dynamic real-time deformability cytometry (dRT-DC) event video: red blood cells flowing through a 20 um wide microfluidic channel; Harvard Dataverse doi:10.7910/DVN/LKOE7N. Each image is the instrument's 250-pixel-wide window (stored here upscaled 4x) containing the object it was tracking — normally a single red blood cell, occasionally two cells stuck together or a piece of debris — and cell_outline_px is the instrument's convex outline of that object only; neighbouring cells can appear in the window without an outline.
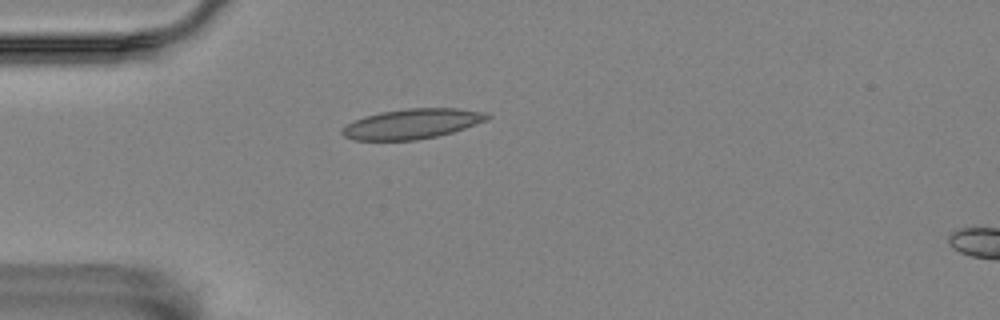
{"species": "Egyptian fruit bat (a non-hibernating species)", "species_latin": "Rousettus aegyptiacus", "temperature_condition": "room temperature", "stored_images_in_passage": 42, "camera_frame_rate_fps": 3000, "um_per_image_px": 0.085, "animal": {"sex": "female"}, "frame": {"image": 1, "passage_image": 1, "time_ms": 0.0, "image_size_px": [1000, 320], "cell_outline_px": [[492, 116], [488, 120], [452, 132], [436, 136], [416, 140], [356, 140], [344, 136], [340, 132], [340, 128], [364, 116], [380, 112], [408, 108], [456, 108], [488, 112]], "centroid_in_image_um": [35.05, 10.51], "position_along_channel_um": 49.9, "area_um2": 25.37}}
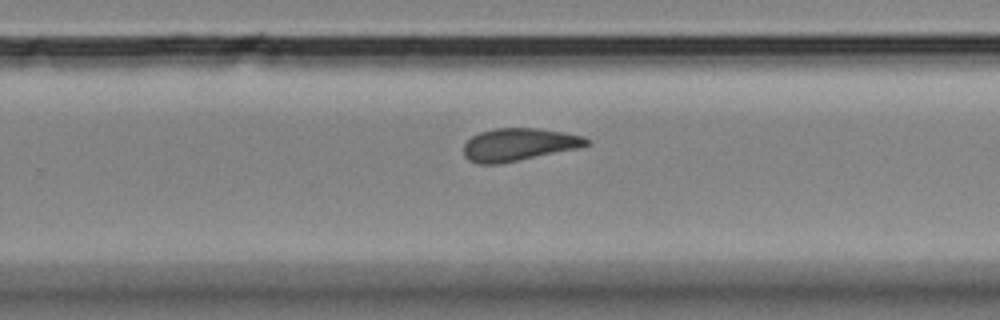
{"frame": {"image": 2, "passage_image": 22, "time_ms": 7.0, "image_size_px": [1000, 320], "cell_outline_px": [[592, 140], [588, 144], [576, 148], [500, 164], [476, 164], [468, 160], [464, 156], [464, 144], [472, 136], [480, 132], [496, 128], [540, 128], [564, 132], [584, 136]], "centroid_in_image_um": [44.07, 12.28], "position_along_channel_um": 285.7, "area_um2": 23.35}}
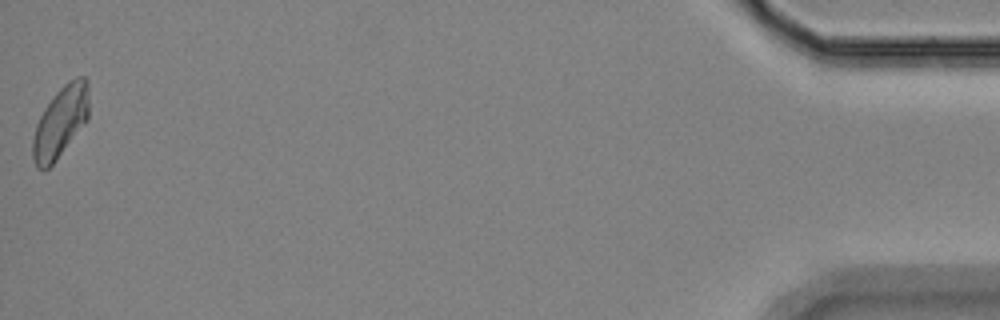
{"frame": {"image": 3, "passage_image": 42, "time_ms": 13.667, "image_size_px": [1000, 320], "cell_outline_px": [[88, 120], [56, 160], [48, 168], [36, 168], [32, 156], [32, 140], [36, 124], [44, 108], [56, 92], [68, 80], [76, 76], [84, 76], [88, 80]], "centroid_in_image_um": [5.14, 10.34], "position_along_channel_um": 430.1, "area_um2": 23.29}, "authors_computed_cell_mechanics": {"area_um2": 23.1489, "velocity_mm_per_s": 3.528, "shape_relaxation_time_tau1_ms": null, "shape_relaxation_time_tau2_ms": 2.9879, "deformation_change_tau1": null, "deformation_change_tau2": 0.1109}}